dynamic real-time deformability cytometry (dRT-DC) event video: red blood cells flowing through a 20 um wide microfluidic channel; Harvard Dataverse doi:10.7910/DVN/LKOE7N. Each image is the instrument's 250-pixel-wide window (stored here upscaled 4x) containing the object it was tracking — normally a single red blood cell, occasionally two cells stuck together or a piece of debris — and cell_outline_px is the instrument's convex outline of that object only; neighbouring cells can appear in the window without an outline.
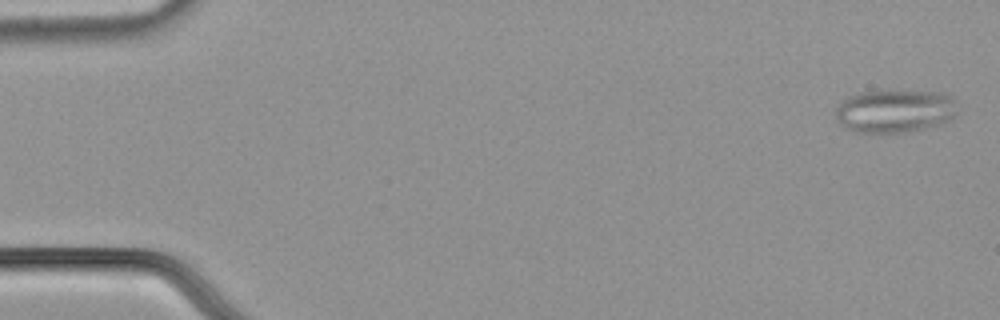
{"species": "common noctule bat (a hibernating species)", "species_latin": "Nyctalus noctula", "temperature_condition": "cold", "stored_images_in_passage": 11, "camera_frame_rate_fps": 3000, "um_per_image_px": 0.085, "animal": {"sex": "male", "body_mass_g": 21.5, "forearm_length_mm": 52.0}, "frame": {"image": 1, "passage_image": 2, "time_ms": 0.333, "image_size_px": [1000, 320], "cell_outline_px": [[956, 116], [940, 124], [924, 128], [904, 132], [856, 132], [840, 124], [836, 116], [836, 108], [848, 96], [860, 92], [944, 92], [952, 96], [956, 100]], "centroid_in_image_um": [76.1, 9.44], "position_along_channel_um": 8.9, "area_um2": 30.17}}